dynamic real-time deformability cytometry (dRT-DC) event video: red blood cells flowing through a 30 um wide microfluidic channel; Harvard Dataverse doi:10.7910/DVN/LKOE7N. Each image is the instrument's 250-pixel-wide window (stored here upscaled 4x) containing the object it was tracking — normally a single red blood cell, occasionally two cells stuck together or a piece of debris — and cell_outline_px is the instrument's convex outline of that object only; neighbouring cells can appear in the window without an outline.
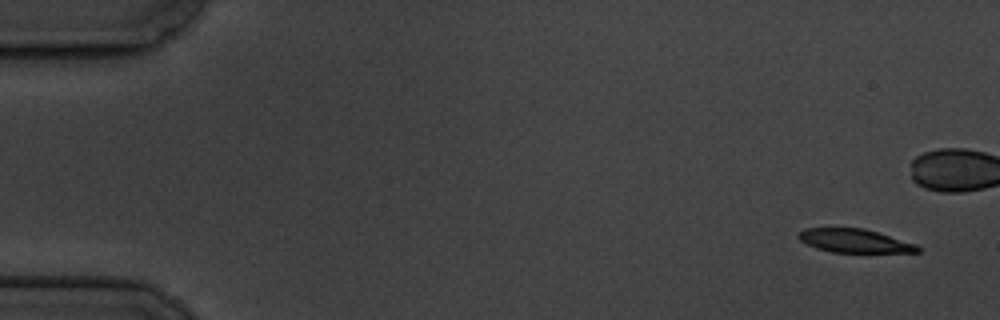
{"species": "common noctule bat (a hibernating species)", "species_latin": "Nyctalus noctula", "temperature_condition": "cold", "stored_images_in_passage": 6, "camera_frame_rate_fps": 3000, "um_per_image_px": 0.085, "animal": {"sex": "male", "body_mass_g": 19.5, "forearm_length_mm": 54.6}, "frame": {"image": 1, "passage_image": 1, "time_ms": 0.0, "image_size_px": [1000, 320], "cell_outline_px": [[920, 252], [832, 252], [816, 248], [800, 240], [796, 236], [804, 228], [864, 228], [916, 244], [920, 248]], "centroid_in_image_um": [72.62, 20.46], "position_along_channel_um": 12.4, "area_um2": 16.18}}